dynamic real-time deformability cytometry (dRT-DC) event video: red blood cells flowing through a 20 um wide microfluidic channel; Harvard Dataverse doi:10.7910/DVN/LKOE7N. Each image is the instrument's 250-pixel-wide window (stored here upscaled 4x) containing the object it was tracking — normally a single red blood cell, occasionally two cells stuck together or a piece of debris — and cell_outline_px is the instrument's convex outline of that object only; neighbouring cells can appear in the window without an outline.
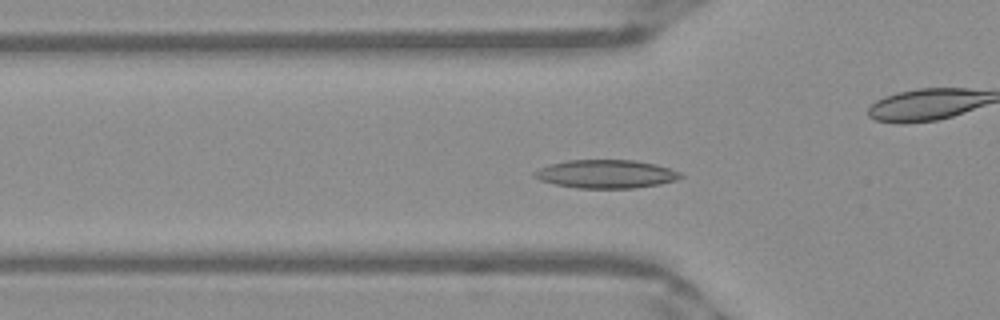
{"species": "Egyptian fruit bat (a non-hibernating species)", "species_latin": "Rousettus aegyptiacus", "temperature_condition": "warm", "stored_images_in_passage": 54, "camera_frame_rate_fps": 3000, "um_per_image_px": 0.085, "frame": {"image": 1, "passage_image": 18, "time_ms": 5.667, "image_size_px": [1000, 320], "cell_outline_px": [[684, 176], [676, 180], [660, 184], [632, 188], [576, 188], [556, 184], [540, 180], [532, 176], [532, 172], [548, 164], [568, 160], [636, 160], [656, 164], [680, 172]], "centroid_in_image_um": [51.5, 14.78], "position_along_channel_um": 74.3, "area_um2": 24.22}}
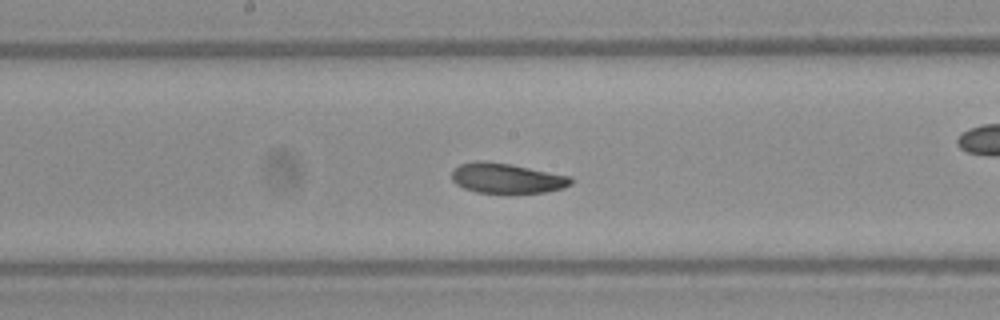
{"frame": {"image": 2, "passage_image": 28, "time_ms": 9.0, "image_size_px": [1000, 320], "cell_outline_px": [[572, 184], [564, 188], [544, 192], [508, 196], [476, 192], [464, 188], [456, 184], [452, 180], [452, 172], [460, 164], [480, 160], [512, 164], [572, 176]], "centroid_in_image_um": [43.11, 15.19], "position_along_channel_um": 205.1, "area_um2": 21.73}}
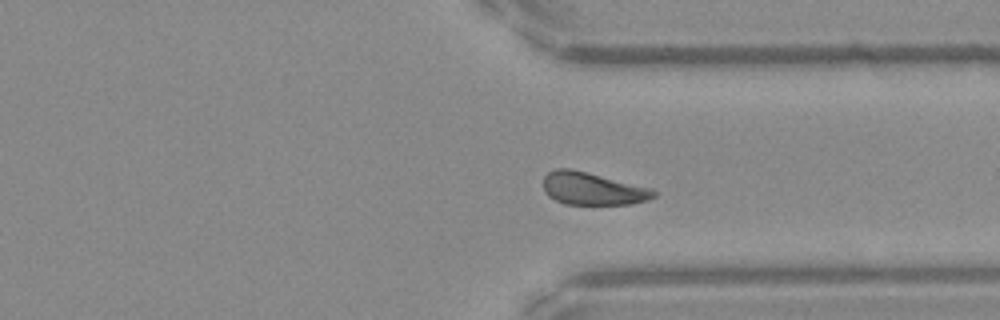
{"frame": {"image": 3, "passage_image": 40, "time_ms": 13.0, "image_size_px": [1000, 320], "cell_outline_px": [[656, 196], [648, 200], [632, 204], [564, 204], [548, 196], [544, 192], [544, 176], [548, 172], [556, 168], [572, 168], [652, 188], [656, 192]], "centroid_in_image_um": [50.37, 16.03], "position_along_channel_um": 361.0, "area_um2": 21.1}, "authors_computed_cell_mechanics": {"area_um2": 21.9351, "velocity_mm_per_s": 3.8956, "shape_relaxation_time_tau1_ms": 4.2875, "shape_relaxation_time_tau2_ms": 4.0532, "deformation_change_tau1": 0.1163, "deformation_change_tau2": 0.105}}